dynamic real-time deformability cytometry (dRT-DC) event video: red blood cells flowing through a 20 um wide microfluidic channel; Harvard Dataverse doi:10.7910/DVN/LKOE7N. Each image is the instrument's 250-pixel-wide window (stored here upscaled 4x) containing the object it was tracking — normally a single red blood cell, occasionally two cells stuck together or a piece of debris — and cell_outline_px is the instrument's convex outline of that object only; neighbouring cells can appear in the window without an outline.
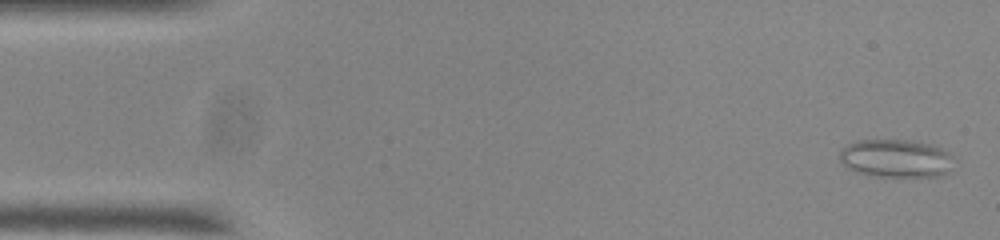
{"species": "common noctule bat (a hibernating species)", "species_latin": "Nyctalus noctula", "temperature_condition": "room temperature", "stored_images_in_passage": 54, "camera_frame_rate_fps": 3000, "um_per_image_px": 0.085, "animal": {"sex": "male", "body_mass_g": 20.0, "forearm_length_mm": 53.3}, "frame": {"image": 1, "passage_image": 2, "time_ms": 0.333, "image_size_px": [1000, 240], "cell_outline_px": [[952, 156], [948, 172], [940, 176], [872, 176], [856, 172], [848, 168], [840, 160], [840, 148], [856, 140], [912, 140], [932, 144], [948, 152]], "centroid_in_image_um": [76.11, 13.45], "position_along_channel_um": 8.9, "area_um2": 25.32}}
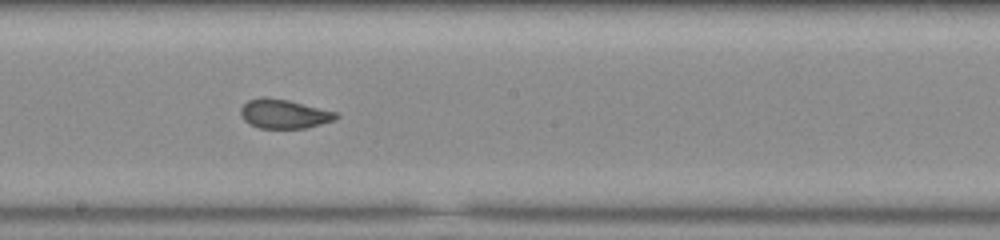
{"frame": {"image": 2, "passage_image": 29, "time_ms": 9.333, "image_size_px": [1000, 240], "cell_outline_px": [[340, 116], [336, 120], [308, 128], [260, 128], [248, 124], [240, 116], [240, 108], [248, 100], [260, 96], [264, 96], [288, 100], [336, 112]], "centroid_in_image_um": [24.12, 9.68], "position_along_channel_um": 224.1, "area_um2": 16.42}}
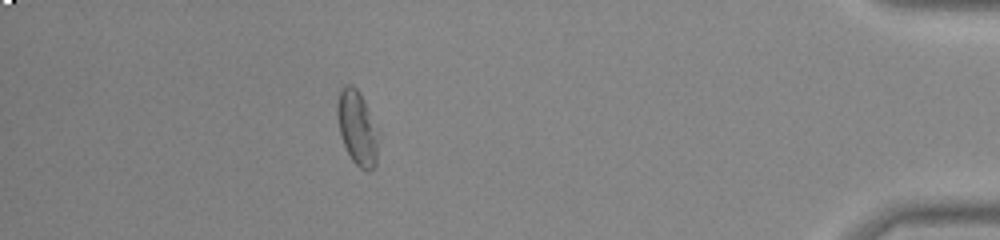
{"frame": {"image": 3, "passage_image": 48, "time_ms": 15.667, "image_size_px": [1000, 240], "cell_outline_px": [[376, 164], [368, 172], [360, 168], [352, 160], [344, 144], [340, 132], [336, 112], [336, 104], [340, 92], [344, 84], [352, 84], [360, 92], [364, 100], [376, 128]], "centroid_in_image_um": [30.32, 10.83], "position_along_channel_um": 404.9, "area_um2": 17.34}, "authors_computed_cell_mechanics": {"area_um2": 17.34, "velocity_mm_per_s": 3.7214, "shape_relaxation_time_tau1_ms": null, "shape_relaxation_time_tau2_ms": 1.2002, "deformation_change_tau1": null, "deformation_change_tau2": 0.0636}}